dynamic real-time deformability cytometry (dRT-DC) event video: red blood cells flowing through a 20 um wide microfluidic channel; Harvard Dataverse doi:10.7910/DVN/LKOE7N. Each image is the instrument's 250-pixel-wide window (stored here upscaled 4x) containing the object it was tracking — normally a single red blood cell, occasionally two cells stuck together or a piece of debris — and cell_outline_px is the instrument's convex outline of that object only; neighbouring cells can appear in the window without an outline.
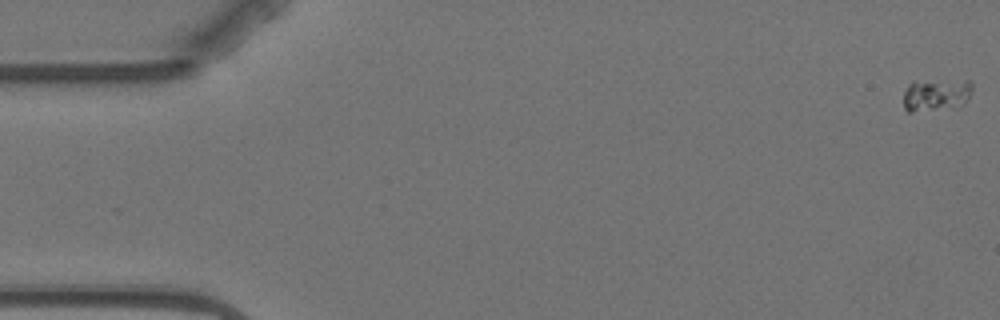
{"species": "Egyptian fruit bat (a non-hibernating species)", "species_latin": "Rousettus aegyptiacus", "temperature_condition": "warm", "stored_images_in_passage": 6, "segment_of_instrument_passage": [1, 2], "camera_frame_rate_fps": 3000, "um_per_image_px": 0.085, "animal": {"sex": "female"}, "frame": {"image": 1, "passage_image": 1, "time_ms": 0.0, "image_size_px": [1000, 320], "cell_outline_px": [[972, 88], [968, 100], [964, 104], [912, 112], [908, 112], [904, 108], [904, 92], [908, 84], [912, 80], [972, 80]], "centroid_in_image_um": [79.55, 8.0], "position_along_channel_um": 5.4, "area_um2": 13.06}}
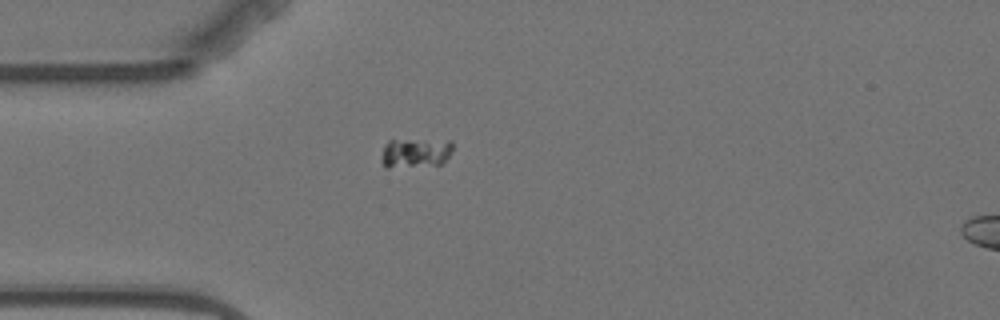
{"frame": {"image": 2, "passage_image": 5, "time_ms": 5.0, "image_size_px": [1000, 320], "cell_outline_px": [[452, 148], [448, 156], [440, 164], [388, 168], [384, 168], [380, 160], [384, 144], [388, 140], [452, 140]], "centroid_in_image_um": [35.25, 12.99], "position_along_channel_um": 49.8, "area_um2": 12.37}}